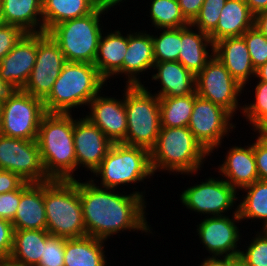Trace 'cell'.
Here are the masks:
<instances>
[{"mask_svg":"<svg viewBox=\"0 0 267 266\" xmlns=\"http://www.w3.org/2000/svg\"><path fill=\"white\" fill-rule=\"evenodd\" d=\"M1 16H2V0H0V23H1Z\"/></svg>","mask_w":267,"mask_h":266,"instance_id":"56","label":"cell"},{"mask_svg":"<svg viewBox=\"0 0 267 266\" xmlns=\"http://www.w3.org/2000/svg\"><path fill=\"white\" fill-rule=\"evenodd\" d=\"M22 186L18 190L0 194V218L12 222L21 200Z\"/></svg>","mask_w":267,"mask_h":266,"instance_id":"41","label":"cell"},{"mask_svg":"<svg viewBox=\"0 0 267 266\" xmlns=\"http://www.w3.org/2000/svg\"><path fill=\"white\" fill-rule=\"evenodd\" d=\"M125 85L127 133L123 144L151 150L161 129L159 97L148 86Z\"/></svg>","mask_w":267,"mask_h":266,"instance_id":"7","label":"cell"},{"mask_svg":"<svg viewBox=\"0 0 267 266\" xmlns=\"http://www.w3.org/2000/svg\"><path fill=\"white\" fill-rule=\"evenodd\" d=\"M66 62L61 49L50 35L46 32L37 33L36 61L22 90L44 100Z\"/></svg>","mask_w":267,"mask_h":266,"instance_id":"14","label":"cell"},{"mask_svg":"<svg viewBox=\"0 0 267 266\" xmlns=\"http://www.w3.org/2000/svg\"><path fill=\"white\" fill-rule=\"evenodd\" d=\"M241 201L238 200V214L242 221L261 220L262 227L267 225V181L257 180L242 188ZM264 221V222H263Z\"/></svg>","mask_w":267,"mask_h":266,"instance_id":"31","label":"cell"},{"mask_svg":"<svg viewBox=\"0 0 267 266\" xmlns=\"http://www.w3.org/2000/svg\"><path fill=\"white\" fill-rule=\"evenodd\" d=\"M252 238L240 255L249 266H267V236L259 231Z\"/></svg>","mask_w":267,"mask_h":266,"instance_id":"38","label":"cell"},{"mask_svg":"<svg viewBox=\"0 0 267 266\" xmlns=\"http://www.w3.org/2000/svg\"><path fill=\"white\" fill-rule=\"evenodd\" d=\"M255 79L259 81L267 82V62L256 69Z\"/></svg>","mask_w":267,"mask_h":266,"instance_id":"50","label":"cell"},{"mask_svg":"<svg viewBox=\"0 0 267 266\" xmlns=\"http://www.w3.org/2000/svg\"><path fill=\"white\" fill-rule=\"evenodd\" d=\"M101 4H106L109 6L114 7V9H116V6L121 5V3H123L124 1L126 2V0H98ZM121 2V3H120Z\"/></svg>","mask_w":267,"mask_h":266,"instance_id":"53","label":"cell"},{"mask_svg":"<svg viewBox=\"0 0 267 266\" xmlns=\"http://www.w3.org/2000/svg\"><path fill=\"white\" fill-rule=\"evenodd\" d=\"M105 243L92 236L66 238L64 266H107Z\"/></svg>","mask_w":267,"mask_h":266,"instance_id":"28","label":"cell"},{"mask_svg":"<svg viewBox=\"0 0 267 266\" xmlns=\"http://www.w3.org/2000/svg\"><path fill=\"white\" fill-rule=\"evenodd\" d=\"M260 229L267 236V225L262 227V228H260Z\"/></svg>","mask_w":267,"mask_h":266,"instance_id":"55","label":"cell"},{"mask_svg":"<svg viewBox=\"0 0 267 266\" xmlns=\"http://www.w3.org/2000/svg\"><path fill=\"white\" fill-rule=\"evenodd\" d=\"M44 204L49 234L67 239L87 236L77 179L44 182Z\"/></svg>","mask_w":267,"mask_h":266,"instance_id":"5","label":"cell"},{"mask_svg":"<svg viewBox=\"0 0 267 266\" xmlns=\"http://www.w3.org/2000/svg\"><path fill=\"white\" fill-rule=\"evenodd\" d=\"M94 175L101 181L93 180ZM153 176L149 150L123 143H113L90 179L98 184L97 186L100 185L99 187L121 190L125 185H137ZM98 181L100 184L97 183Z\"/></svg>","mask_w":267,"mask_h":266,"instance_id":"8","label":"cell"},{"mask_svg":"<svg viewBox=\"0 0 267 266\" xmlns=\"http://www.w3.org/2000/svg\"><path fill=\"white\" fill-rule=\"evenodd\" d=\"M211 49V52L210 49ZM214 55L210 36L191 24L181 27V47L178 62L196 76Z\"/></svg>","mask_w":267,"mask_h":266,"instance_id":"24","label":"cell"},{"mask_svg":"<svg viewBox=\"0 0 267 266\" xmlns=\"http://www.w3.org/2000/svg\"><path fill=\"white\" fill-rule=\"evenodd\" d=\"M224 161L216 168L221 177L237 191L259 180L253 143L229 147Z\"/></svg>","mask_w":267,"mask_h":266,"instance_id":"19","label":"cell"},{"mask_svg":"<svg viewBox=\"0 0 267 266\" xmlns=\"http://www.w3.org/2000/svg\"><path fill=\"white\" fill-rule=\"evenodd\" d=\"M199 266H229V257L206 256Z\"/></svg>","mask_w":267,"mask_h":266,"instance_id":"47","label":"cell"},{"mask_svg":"<svg viewBox=\"0 0 267 266\" xmlns=\"http://www.w3.org/2000/svg\"><path fill=\"white\" fill-rule=\"evenodd\" d=\"M74 117V147L76 154V171L80 167L92 174L99 168L106 157L112 142L85 115ZM78 169V170H77Z\"/></svg>","mask_w":267,"mask_h":266,"instance_id":"16","label":"cell"},{"mask_svg":"<svg viewBox=\"0 0 267 266\" xmlns=\"http://www.w3.org/2000/svg\"><path fill=\"white\" fill-rule=\"evenodd\" d=\"M254 26L267 38V10L254 16Z\"/></svg>","mask_w":267,"mask_h":266,"instance_id":"48","label":"cell"},{"mask_svg":"<svg viewBox=\"0 0 267 266\" xmlns=\"http://www.w3.org/2000/svg\"><path fill=\"white\" fill-rule=\"evenodd\" d=\"M227 0H205L198 15L190 23L200 31L210 34L217 26L222 8Z\"/></svg>","mask_w":267,"mask_h":266,"instance_id":"36","label":"cell"},{"mask_svg":"<svg viewBox=\"0 0 267 266\" xmlns=\"http://www.w3.org/2000/svg\"><path fill=\"white\" fill-rule=\"evenodd\" d=\"M37 33H25L14 48L0 61V77L22 89L34 67Z\"/></svg>","mask_w":267,"mask_h":266,"instance_id":"18","label":"cell"},{"mask_svg":"<svg viewBox=\"0 0 267 266\" xmlns=\"http://www.w3.org/2000/svg\"><path fill=\"white\" fill-rule=\"evenodd\" d=\"M128 47L123 59V76L125 85H142L141 74L151 72L155 60L153 55L152 32L129 30ZM144 72V73H143ZM141 73V74H140Z\"/></svg>","mask_w":267,"mask_h":266,"instance_id":"20","label":"cell"},{"mask_svg":"<svg viewBox=\"0 0 267 266\" xmlns=\"http://www.w3.org/2000/svg\"><path fill=\"white\" fill-rule=\"evenodd\" d=\"M0 266H28V265H22L14 261H11L10 259H7L5 261H1Z\"/></svg>","mask_w":267,"mask_h":266,"instance_id":"54","label":"cell"},{"mask_svg":"<svg viewBox=\"0 0 267 266\" xmlns=\"http://www.w3.org/2000/svg\"><path fill=\"white\" fill-rule=\"evenodd\" d=\"M195 92L186 96L159 98L161 127H188Z\"/></svg>","mask_w":267,"mask_h":266,"instance_id":"32","label":"cell"},{"mask_svg":"<svg viewBox=\"0 0 267 266\" xmlns=\"http://www.w3.org/2000/svg\"><path fill=\"white\" fill-rule=\"evenodd\" d=\"M214 55L243 87H246L252 77L254 79L256 70L243 36L217 41L214 43Z\"/></svg>","mask_w":267,"mask_h":266,"instance_id":"21","label":"cell"},{"mask_svg":"<svg viewBox=\"0 0 267 266\" xmlns=\"http://www.w3.org/2000/svg\"><path fill=\"white\" fill-rule=\"evenodd\" d=\"M250 12L255 16L261 11L267 10V0H245Z\"/></svg>","mask_w":267,"mask_h":266,"instance_id":"49","label":"cell"},{"mask_svg":"<svg viewBox=\"0 0 267 266\" xmlns=\"http://www.w3.org/2000/svg\"><path fill=\"white\" fill-rule=\"evenodd\" d=\"M48 234L47 230H14L9 259L22 265L37 266Z\"/></svg>","mask_w":267,"mask_h":266,"instance_id":"30","label":"cell"},{"mask_svg":"<svg viewBox=\"0 0 267 266\" xmlns=\"http://www.w3.org/2000/svg\"><path fill=\"white\" fill-rule=\"evenodd\" d=\"M25 32L18 26L0 23V61L14 48Z\"/></svg>","mask_w":267,"mask_h":266,"instance_id":"40","label":"cell"},{"mask_svg":"<svg viewBox=\"0 0 267 266\" xmlns=\"http://www.w3.org/2000/svg\"><path fill=\"white\" fill-rule=\"evenodd\" d=\"M13 225L0 218V262L9 259L13 247Z\"/></svg>","mask_w":267,"mask_h":266,"instance_id":"42","label":"cell"},{"mask_svg":"<svg viewBox=\"0 0 267 266\" xmlns=\"http://www.w3.org/2000/svg\"><path fill=\"white\" fill-rule=\"evenodd\" d=\"M112 6L100 4L92 13L53 26L47 33L58 44L67 62L94 64L103 33L102 16ZM103 27V28H102Z\"/></svg>","mask_w":267,"mask_h":266,"instance_id":"6","label":"cell"},{"mask_svg":"<svg viewBox=\"0 0 267 266\" xmlns=\"http://www.w3.org/2000/svg\"><path fill=\"white\" fill-rule=\"evenodd\" d=\"M149 8L151 27L158 29L181 28L190 22L183 16L177 0H151Z\"/></svg>","mask_w":267,"mask_h":266,"instance_id":"33","label":"cell"},{"mask_svg":"<svg viewBox=\"0 0 267 266\" xmlns=\"http://www.w3.org/2000/svg\"><path fill=\"white\" fill-rule=\"evenodd\" d=\"M232 119L235 118L227 110L198 96L195 91L194 107L188 128L210 155L221 147L224 137H229V133L236 127Z\"/></svg>","mask_w":267,"mask_h":266,"instance_id":"11","label":"cell"},{"mask_svg":"<svg viewBox=\"0 0 267 266\" xmlns=\"http://www.w3.org/2000/svg\"><path fill=\"white\" fill-rule=\"evenodd\" d=\"M98 93L88 104L87 117L112 143H123L127 133V114L123 99ZM103 95V96H101ZM116 98V99H115Z\"/></svg>","mask_w":267,"mask_h":266,"instance_id":"17","label":"cell"},{"mask_svg":"<svg viewBox=\"0 0 267 266\" xmlns=\"http://www.w3.org/2000/svg\"><path fill=\"white\" fill-rule=\"evenodd\" d=\"M24 183L18 174L0 169V194L18 190Z\"/></svg>","mask_w":267,"mask_h":266,"instance_id":"44","label":"cell"},{"mask_svg":"<svg viewBox=\"0 0 267 266\" xmlns=\"http://www.w3.org/2000/svg\"><path fill=\"white\" fill-rule=\"evenodd\" d=\"M108 82L110 83L100 75L94 64L66 62L51 92L43 100L45 111L73 113L74 108L88 106Z\"/></svg>","mask_w":267,"mask_h":266,"instance_id":"4","label":"cell"},{"mask_svg":"<svg viewBox=\"0 0 267 266\" xmlns=\"http://www.w3.org/2000/svg\"><path fill=\"white\" fill-rule=\"evenodd\" d=\"M183 16L191 23L198 15L205 0H177Z\"/></svg>","mask_w":267,"mask_h":266,"instance_id":"45","label":"cell"},{"mask_svg":"<svg viewBox=\"0 0 267 266\" xmlns=\"http://www.w3.org/2000/svg\"><path fill=\"white\" fill-rule=\"evenodd\" d=\"M242 36L256 70L267 62V38L255 26L245 31Z\"/></svg>","mask_w":267,"mask_h":266,"instance_id":"37","label":"cell"},{"mask_svg":"<svg viewBox=\"0 0 267 266\" xmlns=\"http://www.w3.org/2000/svg\"><path fill=\"white\" fill-rule=\"evenodd\" d=\"M78 190L87 236L108 241L119 232L153 234L146 220L145 189L120 193L117 189L99 187L90 178L85 182L78 178Z\"/></svg>","mask_w":267,"mask_h":266,"instance_id":"1","label":"cell"},{"mask_svg":"<svg viewBox=\"0 0 267 266\" xmlns=\"http://www.w3.org/2000/svg\"><path fill=\"white\" fill-rule=\"evenodd\" d=\"M11 223L14 230H46L44 182L22 185L21 200Z\"/></svg>","mask_w":267,"mask_h":266,"instance_id":"22","label":"cell"},{"mask_svg":"<svg viewBox=\"0 0 267 266\" xmlns=\"http://www.w3.org/2000/svg\"><path fill=\"white\" fill-rule=\"evenodd\" d=\"M152 71L150 78L160 84L158 87L161 89L154 92L159 98L186 96L195 92L196 76L178 61L155 62Z\"/></svg>","mask_w":267,"mask_h":266,"instance_id":"23","label":"cell"},{"mask_svg":"<svg viewBox=\"0 0 267 266\" xmlns=\"http://www.w3.org/2000/svg\"><path fill=\"white\" fill-rule=\"evenodd\" d=\"M242 222L238 209H234L232 215L206 216L200 221L196 232L200 244L207 250L210 256L233 257L240 255L242 233L237 226Z\"/></svg>","mask_w":267,"mask_h":266,"instance_id":"15","label":"cell"},{"mask_svg":"<svg viewBox=\"0 0 267 266\" xmlns=\"http://www.w3.org/2000/svg\"><path fill=\"white\" fill-rule=\"evenodd\" d=\"M254 141L253 150L259 180L267 181V142L260 136H257Z\"/></svg>","mask_w":267,"mask_h":266,"instance_id":"43","label":"cell"},{"mask_svg":"<svg viewBox=\"0 0 267 266\" xmlns=\"http://www.w3.org/2000/svg\"><path fill=\"white\" fill-rule=\"evenodd\" d=\"M158 31H160L159 34ZM158 31L157 35H151L155 62L178 61L181 47V28H166Z\"/></svg>","mask_w":267,"mask_h":266,"instance_id":"34","label":"cell"},{"mask_svg":"<svg viewBox=\"0 0 267 266\" xmlns=\"http://www.w3.org/2000/svg\"><path fill=\"white\" fill-rule=\"evenodd\" d=\"M237 192L224 178L208 176L204 182L184 189L179 200L189 212L194 211L201 216L207 215L206 217L226 216L230 210L238 209V204L235 203L239 200L237 195L240 193Z\"/></svg>","mask_w":267,"mask_h":266,"instance_id":"10","label":"cell"},{"mask_svg":"<svg viewBox=\"0 0 267 266\" xmlns=\"http://www.w3.org/2000/svg\"><path fill=\"white\" fill-rule=\"evenodd\" d=\"M255 93L252 103L243 105L242 115L255 130L267 119V82L256 81Z\"/></svg>","mask_w":267,"mask_h":266,"instance_id":"35","label":"cell"},{"mask_svg":"<svg viewBox=\"0 0 267 266\" xmlns=\"http://www.w3.org/2000/svg\"><path fill=\"white\" fill-rule=\"evenodd\" d=\"M256 134L259 133L260 137H267V119L263 121L255 130Z\"/></svg>","mask_w":267,"mask_h":266,"instance_id":"52","label":"cell"},{"mask_svg":"<svg viewBox=\"0 0 267 266\" xmlns=\"http://www.w3.org/2000/svg\"><path fill=\"white\" fill-rule=\"evenodd\" d=\"M244 90L245 88L231 76L215 55L195 78L197 95L223 107L233 117L239 109L242 113L243 106L238 103L240 101L238 97L240 98Z\"/></svg>","mask_w":267,"mask_h":266,"instance_id":"12","label":"cell"},{"mask_svg":"<svg viewBox=\"0 0 267 266\" xmlns=\"http://www.w3.org/2000/svg\"><path fill=\"white\" fill-rule=\"evenodd\" d=\"M229 266H249L241 255L229 257Z\"/></svg>","mask_w":267,"mask_h":266,"instance_id":"51","label":"cell"},{"mask_svg":"<svg viewBox=\"0 0 267 266\" xmlns=\"http://www.w3.org/2000/svg\"><path fill=\"white\" fill-rule=\"evenodd\" d=\"M207 156L211 155L195 139L188 127H161L156 143L150 150L154 174L164 171L196 176L203 168Z\"/></svg>","mask_w":267,"mask_h":266,"instance_id":"3","label":"cell"},{"mask_svg":"<svg viewBox=\"0 0 267 266\" xmlns=\"http://www.w3.org/2000/svg\"><path fill=\"white\" fill-rule=\"evenodd\" d=\"M261 138L267 142V137H261Z\"/></svg>","mask_w":267,"mask_h":266,"instance_id":"57","label":"cell"},{"mask_svg":"<svg viewBox=\"0 0 267 266\" xmlns=\"http://www.w3.org/2000/svg\"><path fill=\"white\" fill-rule=\"evenodd\" d=\"M45 113L42 99L18 89L0 105V134L10 138L37 140Z\"/></svg>","mask_w":267,"mask_h":266,"instance_id":"9","label":"cell"},{"mask_svg":"<svg viewBox=\"0 0 267 266\" xmlns=\"http://www.w3.org/2000/svg\"><path fill=\"white\" fill-rule=\"evenodd\" d=\"M65 242L66 238L48 234L37 266H64Z\"/></svg>","mask_w":267,"mask_h":266,"instance_id":"39","label":"cell"},{"mask_svg":"<svg viewBox=\"0 0 267 266\" xmlns=\"http://www.w3.org/2000/svg\"><path fill=\"white\" fill-rule=\"evenodd\" d=\"M72 116V113L46 112L41 119L37 143L44 171L50 180L76 179Z\"/></svg>","mask_w":267,"mask_h":266,"instance_id":"2","label":"cell"},{"mask_svg":"<svg viewBox=\"0 0 267 266\" xmlns=\"http://www.w3.org/2000/svg\"><path fill=\"white\" fill-rule=\"evenodd\" d=\"M100 4L98 0H42L44 32L62 22L87 16Z\"/></svg>","mask_w":267,"mask_h":266,"instance_id":"29","label":"cell"},{"mask_svg":"<svg viewBox=\"0 0 267 266\" xmlns=\"http://www.w3.org/2000/svg\"><path fill=\"white\" fill-rule=\"evenodd\" d=\"M0 169L18 174L29 183L50 180L43 168L37 140L10 138L0 134Z\"/></svg>","mask_w":267,"mask_h":266,"instance_id":"13","label":"cell"},{"mask_svg":"<svg viewBox=\"0 0 267 266\" xmlns=\"http://www.w3.org/2000/svg\"><path fill=\"white\" fill-rule=\"evenodd\" d=\"M1 23L18 26L25 33L44 32L42 0H2Z\"/></svg>","mask_w":267,"mask_h":266,"instance_id":"27","label":"cell"},{"mask_svg":"<svg viewBox=\"0 0 267 266\" xmlns=\"http://www.w3.org/2000/svg\"><path fill=\"white\" fill-rule=\"evenodd\" d=\"M17 90L18 88L15 85L5 82L0 77V104L11 98Z\"/></svg>","mask_w":267,"mask_h":266,"instance_id":"46","label":"cell"},{"mask_svg":"<svg viewBox=\"0 0 267 266\" xmlns=\"http://www.w3.org/2000/svg\"><path fill=\"white\" fill-rule=\"evenodd\" d=\"M254 26V15L245 0H227L222 8L216 28L209 34L213 43L242 36Z\"/></svg>","mask_w":267,"mask_h":266,"instance_id":"26","label":"cell"},{"mask_svg":"<svg viewBox=\"0 0 267 266\" xmlns=\"http://www.w3.org/2000/svg\"><path fill=\"white\" fill-rule=\"evenodd\" d=\"M120 30L101 34L94 65L107 81L123 75V59L128 47V32ZM115 75V76H114Z\"/></svg>","mask_w":267,"mask_h":266,"instance_id":"25","label":"cell"}]
</instances>
